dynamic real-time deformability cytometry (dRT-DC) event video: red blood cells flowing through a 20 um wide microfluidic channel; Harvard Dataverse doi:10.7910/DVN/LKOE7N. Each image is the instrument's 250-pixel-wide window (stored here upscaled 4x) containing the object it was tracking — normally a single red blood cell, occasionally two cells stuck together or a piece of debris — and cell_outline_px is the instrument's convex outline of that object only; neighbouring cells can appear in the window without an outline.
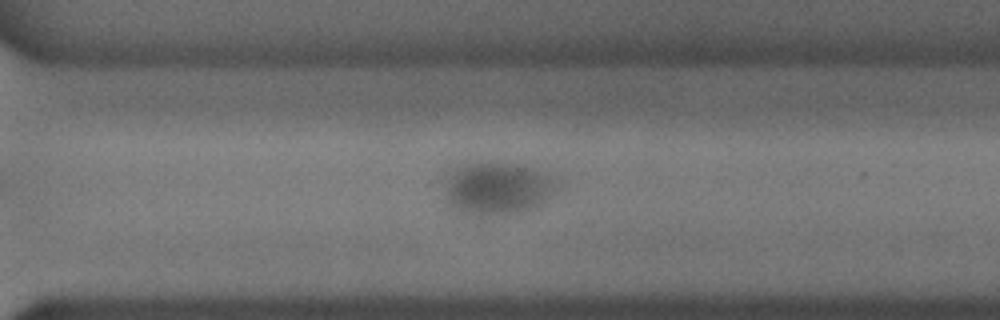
{"species": "common noctule bat (a hibernating species)", "species_latin": "Nyctalus noctula", "temperature_condition": "cold", "stored_images_in_passage": 41, "camera_frame_rate_fps": 3000, "um_per_image_px": 0.085, "animal": {"sex": "male", "body_mass_g": 18.8}, "frame": {"image": 1, "passage_image": 30, "time_ms": 9.667, "image_size_px": [1000, 320], "cell_outline_px": [[560, 176], [556, 192], [540, 204], [524, 212], [504, 216], [480, 216], [460, 212], [448, 208], [444, 200], [444, 180], [452, 168], [460, 160], [496, 160], [520, 164]], "centroid_in_image_um": [42.22, 15.96], "position_along_channel_um": 328.4, "area_um2": 37.28}}
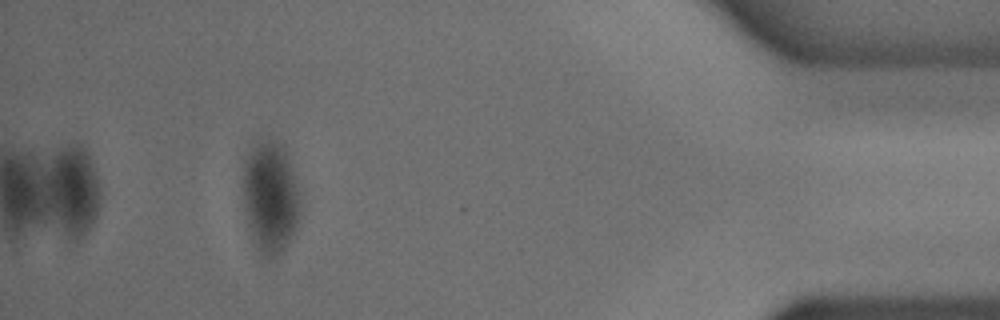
{"frame": {"image": 2, "passage_image": 41, "time_ms": 13.333, "image_size_px": [1000, 320], "cell_outline_px": [[300, 212], [292, 236], [284, 248], [276, 256], [264, 256], [260, 252], [252, 236], [244, 208], [244, 160], [248, 152], [260, 140], [276, 140], [284, 144], [288, 152], [296, 180], [300, 196]], "centroid_in_image_um": [23.01, 16.68], "position_along_channel_um": 412.2, "area_um2": 37.11}}